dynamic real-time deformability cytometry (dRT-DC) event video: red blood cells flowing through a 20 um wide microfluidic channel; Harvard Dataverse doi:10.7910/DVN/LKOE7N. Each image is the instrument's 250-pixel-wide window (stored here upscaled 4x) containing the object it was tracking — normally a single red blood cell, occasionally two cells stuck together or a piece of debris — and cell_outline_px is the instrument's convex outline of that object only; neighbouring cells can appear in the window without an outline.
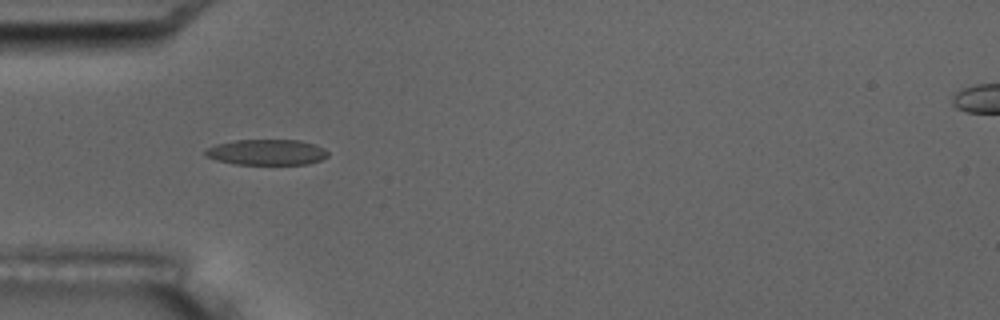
{"species": "common noctule bat (a hibernating species)", "species_latin": "Nyctalus noctula", "temperature_condition": "room temperature", "stored_images_in_passage": 6, "camera_frame_rate_fps": 3000, "um_per_image_px": 0.085, "animal": {"sex": "male", "body_mass_g": 17.5, "forearm_length_mm": 52.3}, "frame": {"image": 1, "passage_image": 5, "time_ms": 5.333, "image_size_px": [1000, 320], "cell_outline_px": [[328, 156], [320, 160], [308, 164], [236, 164], [216, 160], [204, 156], [204, 152], [208, 148], [216, 144], [236, 140], [300, 140], [324, 148], [328, 152]], "centroid_in_image_um": [22.66, 12.94], "position_along_channel_um": 62.3, "area_um2": 18.26}}